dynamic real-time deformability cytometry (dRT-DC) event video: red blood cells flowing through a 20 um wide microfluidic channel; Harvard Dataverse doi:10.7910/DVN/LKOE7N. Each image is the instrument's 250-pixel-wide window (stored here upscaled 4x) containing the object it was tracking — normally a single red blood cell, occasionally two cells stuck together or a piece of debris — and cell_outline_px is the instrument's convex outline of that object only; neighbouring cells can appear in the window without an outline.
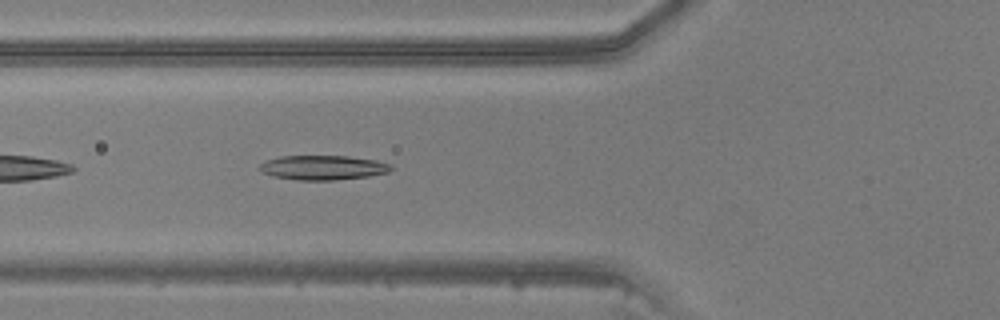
{"species": "common noctule bat (a hibernating species)", "species_latin": "Nyctalus noctula", "temperature_condition": "warm", "stored_images_in_passage": 33, "camera_frame_rate_fps": 3000, "um_per_image_px": 0.085, "animal": {"sex": "male", "body_mass_g": 20.5, "forearm_length_mm": 52.5}, "frame": {"image": 1, "passage_image": 4, "time_ms": 1.0, "image_size_px": [1000, 320], "cell_outline_px": [[392, 168], [388, 172], [368, 176], [332, 180], [296, 180], [272, 176], [260, 172], [256, 168], [260, 164], [268, 160], [280, 156], [348, 156], [376, 160], [392, 164]], "centroid_in_image_um": [27.41, 14.24], "position_along_channel_um": 98.4, "area_um2": 18.84}}
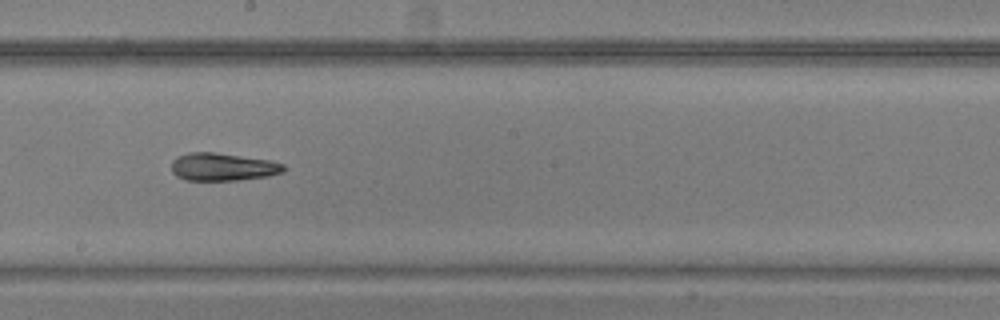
{"frame": {"image": 2, "passage_image": 13, "time_ms": 4.0, "image_size_px": [1000, 320], "cell_outline_px": [[288, 168], [284, 172], [268, 176], [236, 180], [184, 180], [176, 176], [172, 172], [172, 160], [176, 156], [188, 152], [212, 152], [272, 160], [284, 164]], "centroid_in_image_um": [18.95, 14.18], "position_along_channel_um": 229.3, "area_um2": 18.38}}
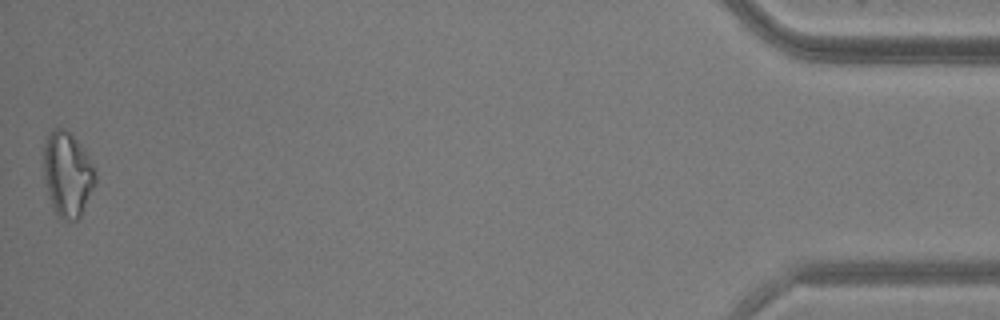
{"frame": {"image": 3, "passage_image": 33, "time_ms": 10.667, "image_size_px": [1000, 320], "cell_outline_px": [[96, 184], [80, 216], [76, 220], [68, 220], [60, 216], [56, 212], [48, 196], [44, 176], [44, 144], [48, 132], [56, 128], [64, 128], [72, 132], [84, 148], [96, 172]], "centroid_in_image_um": [5.75, 14.75], "position_along_channel_um": 429.5, "area_um2": 25.66}}